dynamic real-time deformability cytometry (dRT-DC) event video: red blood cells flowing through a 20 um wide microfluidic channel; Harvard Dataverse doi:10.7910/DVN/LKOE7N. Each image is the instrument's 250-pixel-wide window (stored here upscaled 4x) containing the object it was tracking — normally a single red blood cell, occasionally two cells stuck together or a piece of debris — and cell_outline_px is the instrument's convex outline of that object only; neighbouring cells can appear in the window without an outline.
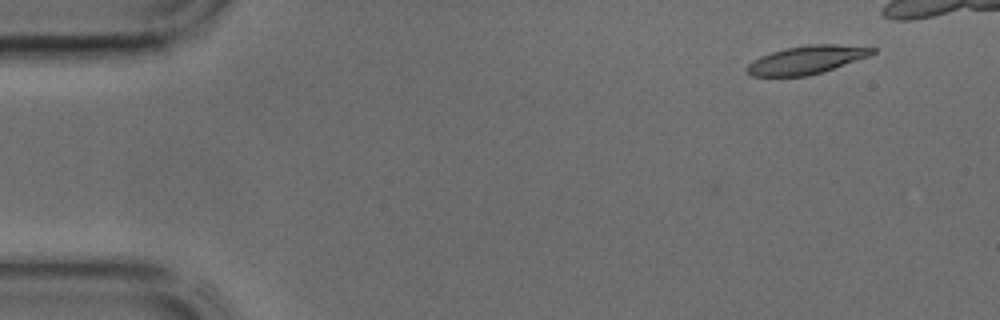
{"species": "common noctule bat (a hibernating species)", "species_latin": "Nyctalus noctula", "temperature_condition": "cold", "stored_images_in_passage": 2, "camera_frame_rate_fps": 3000, "um_per_image_px": 0.085, "animal": {"sex": "male", "body_mass_g": 17.9, "forearm_length_mm": 54.2}, "frame": {"image": 1, "passage_image": 2, "time_ms": 0.333, "image_size_px": [1000, 320], "cell_outline_px": [[876, 52], [868, 56], [824, 72], [808, 76], [752, 76], [744, 68], [752, 60], [760, 56], [784, 48], [808, 44], [836, 44], [876, 48]], "centroid_in_image_um": [68.54, 5.08], "position_along_channel_um": 16.5, "area_um2": 20.69}}